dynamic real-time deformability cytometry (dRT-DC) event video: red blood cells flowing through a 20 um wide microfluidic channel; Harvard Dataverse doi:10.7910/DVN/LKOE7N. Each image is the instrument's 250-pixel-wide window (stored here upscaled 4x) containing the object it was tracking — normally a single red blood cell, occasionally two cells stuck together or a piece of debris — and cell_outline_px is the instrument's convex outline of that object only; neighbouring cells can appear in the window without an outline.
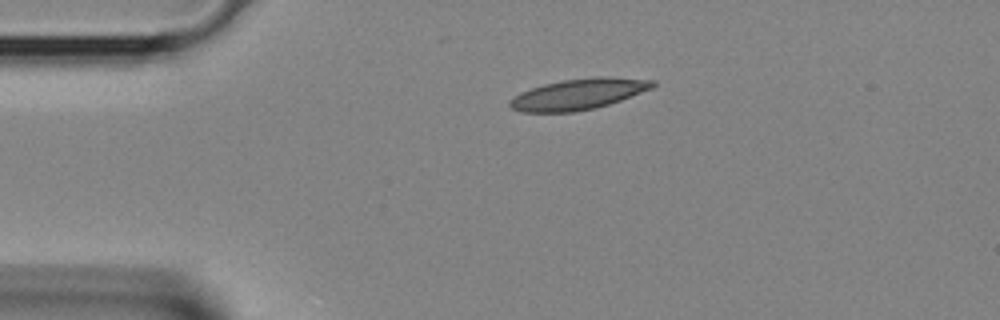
{"species": "Egyptian fruit bat (a non-hibernating species)", "species_latin": "Rousettus aegyptiacus", "temperature_condition": "room temperature", "stored_images_in_passage": 21, "camera_frame_rate_fps": 3000, "um_per_image_px": 0.085, "animal": {"sex": "female"}, "frame": {"image": 1, "passage_image": 1, "time_ms": 0.0, "image_size_px": [1000, 320], "cell_outline_px": [[656, 84], [652, 88], [620, 100], [596, 108], [576, 112], [520, 112], [512, 108], [508, 104], [508, 100], [520, 92], [544, 84], [560, 80], [596, 76], [608, 76], [656, 80]], "centroid_in_image_um": [49.16, 7.99], "position_along_channel_um": 35.8, "area_um2": 25.89}}
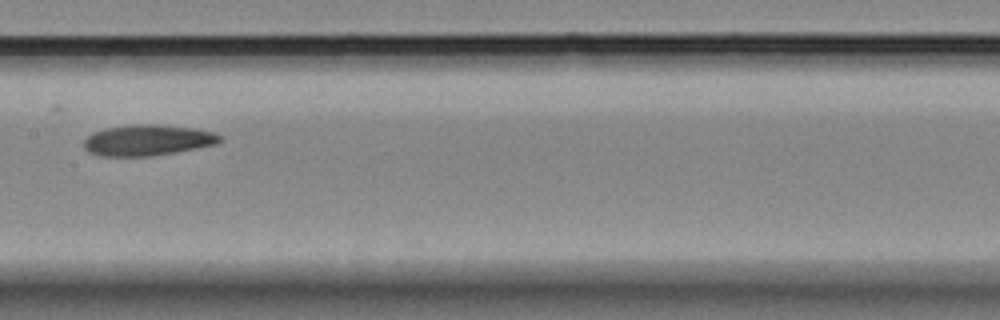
{"frame": {"image": 2, "passage_image": 12, "time_ms": 3.667, "image_size_px": [1000, 320], "cell_outline_px": [[220, 140], [216, 144], [176, 152], [152, 156], [100, 156], [88, 152], [84, 148], [84, 140], [92, 132], [104, 128], [132, 124], [160, 124], [192, 128], [212, 132], [220, 136]], "centroid_in_image_um": [12.48, 11.91], "position_along_channel_um": 194.9, "area_um2": 24.51}}
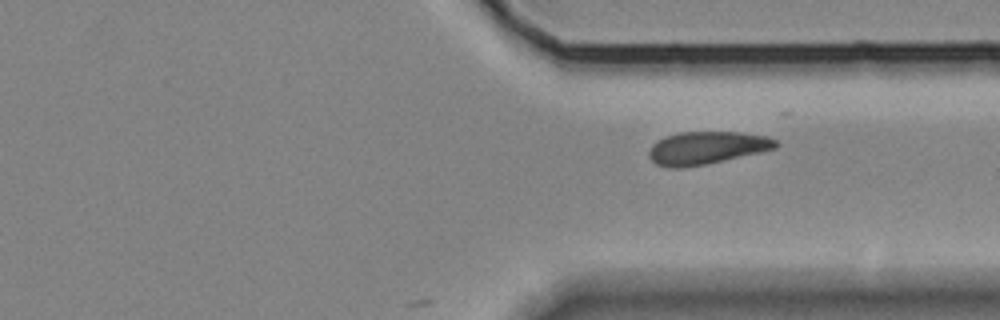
{"frame": {"image": 3, "passage_image": 21, "time_ms": 6.667, "image_size_px": [1000, 320], "cell_outline_px": [[780, 144], [776, 148], [760, 152], [704, 164], [680, 168], [668, 168], [656, 164], [648, 156], [648, 152], [652, 144], [668, 136], [680, 132], [740, 132], [764, 136], [776, 140]], "centroid_in_image_um": [60.05, 12.57], "position_along_channel_um": 351.3, "area_um2": 23.87}}